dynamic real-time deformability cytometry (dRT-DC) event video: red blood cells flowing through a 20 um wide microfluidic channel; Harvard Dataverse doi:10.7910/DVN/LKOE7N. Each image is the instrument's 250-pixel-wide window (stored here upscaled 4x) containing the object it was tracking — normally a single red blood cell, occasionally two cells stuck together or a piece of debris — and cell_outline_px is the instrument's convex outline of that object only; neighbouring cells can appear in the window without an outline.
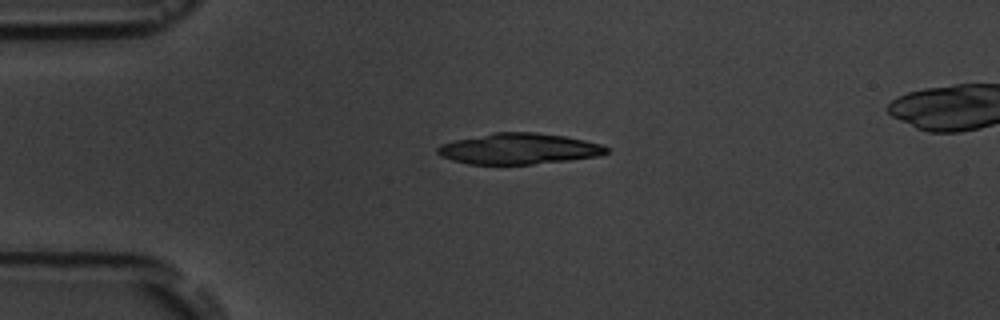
{"species": "common noctule bat (a hibernating species)", "species_latin": "Nyctalus noctula", "temperature_condition": "room temperature", "stored_images_in_passage": 3, "camera_frame_rate_fps": 3000, "um_per_image_px": 0.085, "animal": {"sex": "male", "body_mass_g": 19.5, "forearm_length_mm": 54.6}, "frame": {"image": 1, "passage_image": 1, "time_ms": 0.0, "image_size_px": [1000, 320], "cell_outline_px": [[608, 152], [600, 156], [568, 160], [532, 164], [468, 164], [452, 160], [440, 156], [436, 152], [436, 148], [440, 144], [456, 140], [492, 132], [536, 132], [564, 136], [584, 140], [600, 144], [608, 148]], "centroid_in_image_um": [44.08, 12.64], "position_along_channel_um": 40.9, "area_um2": 30.4}}